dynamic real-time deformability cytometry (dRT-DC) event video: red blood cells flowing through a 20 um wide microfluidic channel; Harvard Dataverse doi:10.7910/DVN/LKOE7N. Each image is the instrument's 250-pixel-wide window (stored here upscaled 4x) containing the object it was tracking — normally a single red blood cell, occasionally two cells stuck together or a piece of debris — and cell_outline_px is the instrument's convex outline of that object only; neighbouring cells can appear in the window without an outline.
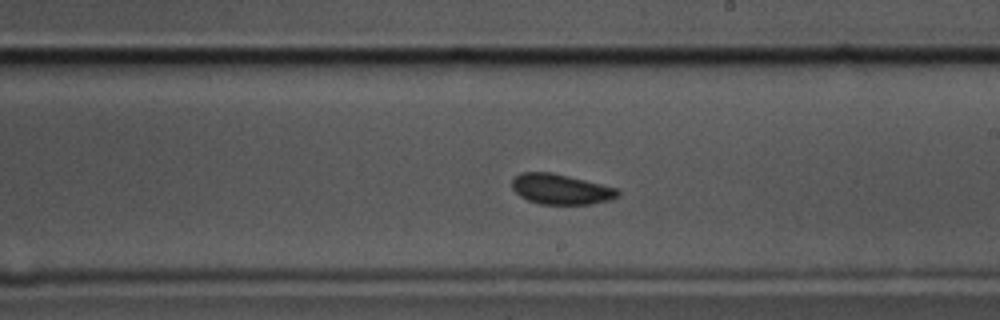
{"species": "common noctule bat (a hibernating species)", "species_latin": "Nyctalus noctula", "temperature_condition": "cold", "stored_images_in_passage": 53, "camera_frame_rate_fps": 3000, "um_per_image_px": 0.085, "animal": {"sex": "male", "body_mass_g": 17.5, "forearm_length_mm": 52.3}, "frame": {"image": 1, "passage_image": 28, "time_ms": 9.0, "image_size_px": [1000, 320], "cell_outline_px": [[620, 196], [612, 200], [592, 204], [540, 204], [528, 200], [520, 196], [512, 188], [512, 180], [520, 172], [552, 172], [616, 188], [620, 192]], "centroid_in_image_um": [47.68, 16.09], "position_along_channel_um": 241.3, "area_um2": 18.67}}
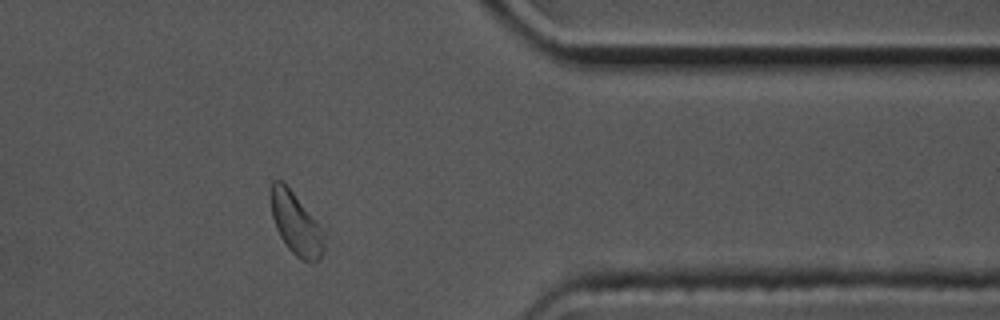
{"frame": {"image": 2, "passage_image": 42, "time_ms": 13.667, "image_size_px": [1000, 320], "cell_outline_px": [[324, 252], [320, 260], [300, 260], [288, 248], [280, 236], [276, 228], [272, 216], [272, 180], [280, 180], [292, 192], [324, 228]], "centroid_in_image_um": [25.2, 19.06], "position_along_channel_um": 386.2, "area_um2": 19.02}}
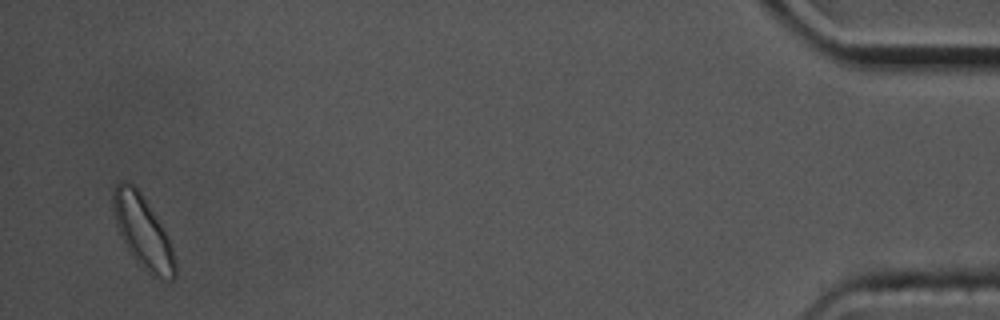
{"frame": {"image": 3, "passage_image": 51, "time_ms": 16.667, "image_size_px": [1000, 320], "cell_outline_px": [[176, 276], [172, 280], [160, 280], [152, 276], [132, 256], [124, 244], [120, 236], [116, 224], [112, 208], [112, 192], [116, 184], [120, 180], [124, 180], [132, 184], [140, 192], [168, 236], [172, 248], [176, 264]], "centroid_in_image_um": [12.12, 19.73], "position_along_channel_um": 423.1, "area_um2": 26.13}, "authors_computed_cell_mechanics": {"area_um2": 18.9584, "velocity_mm_per_s": 3.4562, "shape_relaxation_time_tau1_ms": 8.9339, "shape_relaxation_time_tau2_ms": 3.7871, "deformation_change_tau1": 0.0934, "deformation_change_tau2": 0.0447}}